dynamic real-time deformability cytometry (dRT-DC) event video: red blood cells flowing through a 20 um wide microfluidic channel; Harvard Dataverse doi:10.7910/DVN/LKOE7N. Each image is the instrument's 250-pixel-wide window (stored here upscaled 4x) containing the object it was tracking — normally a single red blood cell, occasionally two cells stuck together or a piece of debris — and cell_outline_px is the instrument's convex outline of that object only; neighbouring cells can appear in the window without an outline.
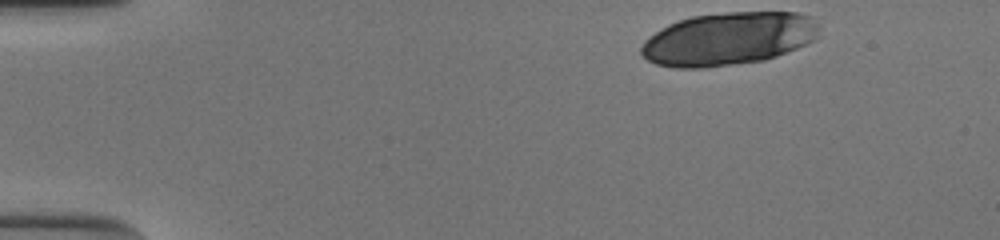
{"species": "human", "species_latin": "Homo sapiens", "temperature_condition": "cold", "stored_images_in_passage": 35, "camera_frame_rate_fps": 3000, "um_per_image_px": 0.085, "donor": {"sex": "male"}, "frame": {"image": 1, "passage_image": 1, "time_ms": 0.0, "image_size_px": [1000, 240], "cell_outline_px": [[820, 28], [816, 40], [776, 56], [764, 60], [704, 68], [676, 68], [656, 64], [648, 60], [640, 52], [640, 48], [644, 40], [668, 24], [692, 16], [728, 12], [796, 12], [812, 16]], "centroid_in_image_um": [61.93, 3.29], "position_along_channel_um": 23.1, "area_um2": 55.03}}
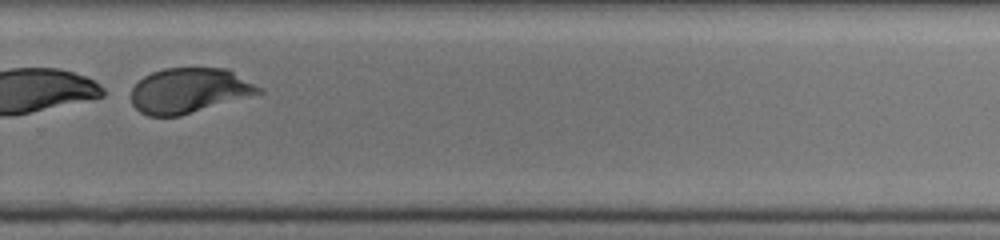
{"frame": {"image": 2, "passage_image": 32, "time_ms": 10.333, "image_size_px": [1000, 240], "cell_outline_px": [[264, 92], [260, 96], [180, 116], [148, 116], [140, 112], [132, 104], [132, 88], [144, 76], [152, 72], [164, 68], [228, 68], [260, 88]], "centroid_in_image_um": [16.16, 7.72], "position_along_channel_um": 313.6, "area_um2": 34.1}}